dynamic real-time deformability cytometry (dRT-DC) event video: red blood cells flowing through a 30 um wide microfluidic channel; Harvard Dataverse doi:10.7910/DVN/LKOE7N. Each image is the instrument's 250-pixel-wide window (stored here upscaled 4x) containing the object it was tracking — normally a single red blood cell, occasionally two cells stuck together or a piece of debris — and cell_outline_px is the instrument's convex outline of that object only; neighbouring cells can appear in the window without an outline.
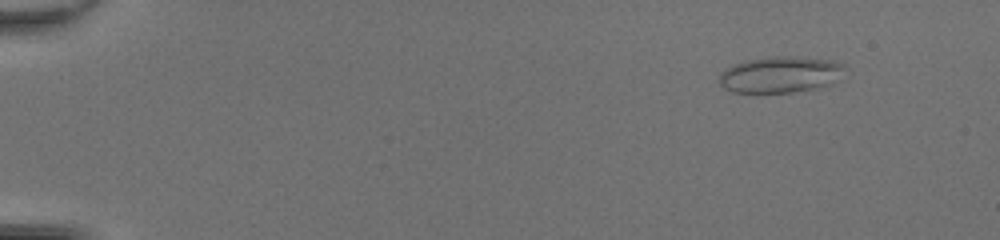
{"species": "common noctule bat (a hibernating species)", "species_latin": "Nyctalus noctula", "temperature_condition": "room temperature", "stored_images_in_passage": 46, "camera_frame_rate_fps": 3000, "um_per_image_px": 0.085, "animal": {"sex": "female", "body_mass_g": 20.0, "forearm_length_mm": 54.0}, "frame": {"image": 1, "passage_image": 2, "time_ms": 0.333, "image_size_px": [1000, 240], "cell_outline_px": [[844, 68], [832, 84], [820, 88], [792, 92], [732, 92], [724, 88], [720, 84], [720, 72], [724, 68], [732, 64], [744, 60], [772, 56], [792, 56], [832, 60], [844, 64]], "centroid_in_image_um": [66.29, 6.33], "position_along_channel_um": 18.7, "area_um2": 26.65}}
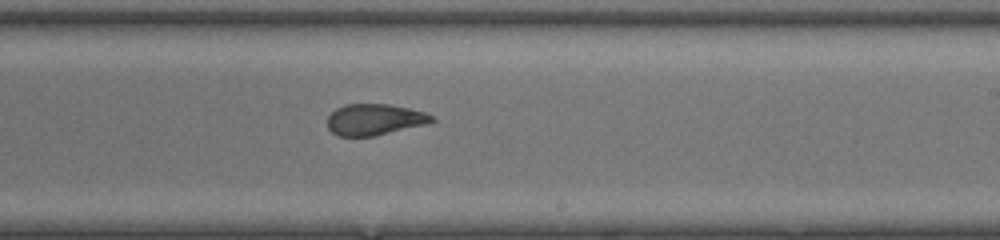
{"frame": {"image": 2, "passage_image": 28, "time_ms": 9.0, "image_size_px": [1000, 240], "cell_outline_px": [[436, 120], [424, 124], [376, 136], [336, 136], [328, 128], [328, 116], [336, 108], [344, 104], [388, 104], [408, 108], [424, 112], [436, 116]], "centroid_in_image_um": [31.83, 10.16], "position_along_channel_um": 257.2, "area_um2": 19.02}}
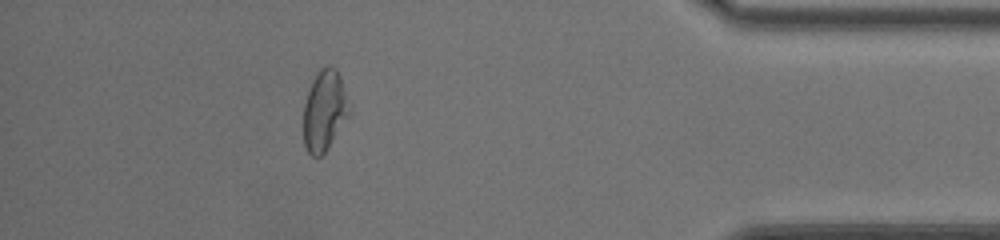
{"frame": {"image": 3, "passage_image": 41, "time_ms": 13.333, "image_size_px": [1000, 240], "cell_outline_px": [[348, 116], [324, 152], [320, 156], [312, 156], [308, 152], [304, 144], [304, 104], [312, 80], [316, 72], [320, 68], [328, 64], [336, 68], [340, 76], [344, 92], [348, 112]], "centroid_in_image_um": [27.53, 9.36], "position_along_channel_um": 407.7, "area_um2": 20.81}, "authors_computed_cell_mechanics": {"area_um2": 21.2415, "velocity_mm_per_s": 4.3314, "shape_relaxation_time_tau1_ms": null, "shape_relaxation_time_tau2_ms": 0.9646, "deformation_change_tau1": null, "deformation_change_tau2": 0.0861}}